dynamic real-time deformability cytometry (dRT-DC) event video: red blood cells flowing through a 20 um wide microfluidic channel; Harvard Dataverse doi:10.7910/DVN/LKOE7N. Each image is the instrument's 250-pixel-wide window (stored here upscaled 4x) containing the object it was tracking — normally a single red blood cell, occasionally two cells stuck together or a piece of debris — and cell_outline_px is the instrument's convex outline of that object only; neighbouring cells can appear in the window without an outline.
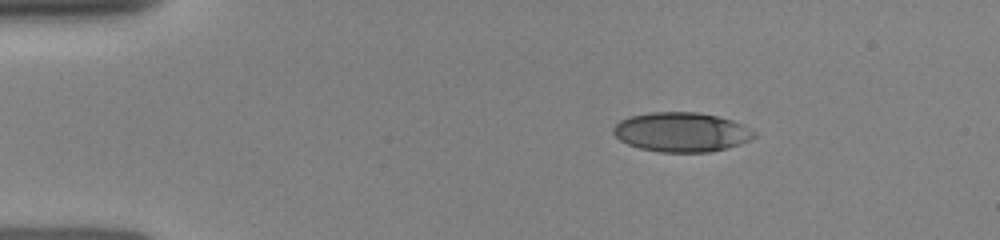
{"species": "human", "species_latin": "Homo sapiens", "temperature_condition": "room temperature", "stored_images_in_passage": 44, "camera_frame_rate_fps": 3000, "um_per_image_px": 0.085, "donor": {"sex": "female"}, "frame": {"image": 1, "passage_image": 1, "time_ms": 0.0, "image_size_px": [1000, 240], "cell_outline_px": [[756, 136], [748, 140], [728, 148], [708, 152], [660, 152], [640, 148], [628, 144], [620, 140], [612, 132], [612, 128], [620, 120], [628, 116], [652, 112], [696, 112], [716, 116], [732, 120], [756, 132]], "centroid_in_image_um": [57.89, 11.22], "position_along_channel_um": 27.1, "area_um2": 32.25}}
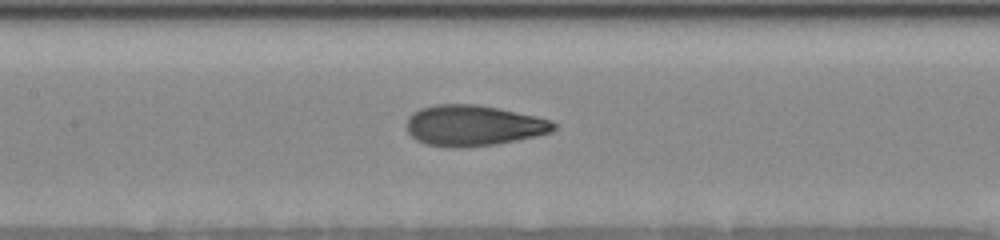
{"frame": {"image": 2, "passage_image": 18, "time_ms": 5.0, "image_size_px": [1000, 240], "cell_outline_px": [[556, 128], [552, 132], [536, 136], [496, 144], [452, 148], [424, 144], [416, 140], [404, 128], [404, 124], [408, 116], [412, 112], [420, 108], [436, 104], [476, 104], [536, 116], [552, 120], [556, 124]], "centroid_in_image_um": [40.18, 10.67], "position_along_channel_um": 167.2, "area_um2": 35.2}}
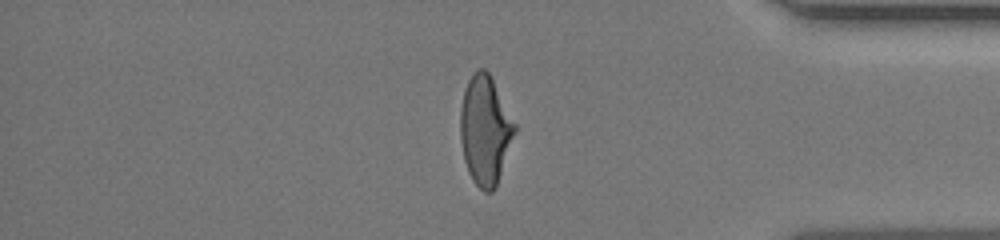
{"frame": {"image": 3, "passage_image": 35, "time_ms": 11.0, "image_size_px": [1000, 240], "cell_outline_px": [[516, 132], [496, 188], [492, 192], [484, 192], [472, 180], [468, 172], [464, 160], [460, 140], [460, 108], [464, 92], [468, 80], [472, 72], [480, 68], [484, 68], [492, 76], [516, 124]], "centroid_in_image_um": [41.24, 11.06], "position_along_channel_um": 394.0, "area_um2": 34.97}}